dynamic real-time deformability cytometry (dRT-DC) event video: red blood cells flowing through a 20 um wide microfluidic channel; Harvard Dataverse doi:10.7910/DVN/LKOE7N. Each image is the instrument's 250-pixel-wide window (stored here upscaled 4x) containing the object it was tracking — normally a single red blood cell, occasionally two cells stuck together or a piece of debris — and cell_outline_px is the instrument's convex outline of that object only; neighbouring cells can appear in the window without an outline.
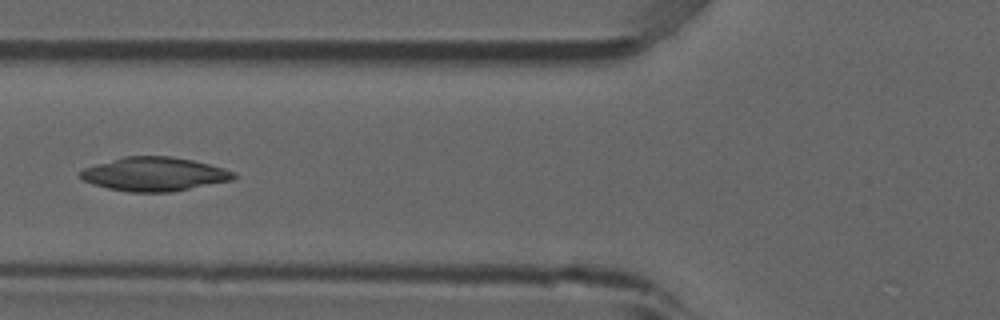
{"species": "common noctule bat (a hibernating species)", "species_latin": "Nyctalus noctula", "temperature_condition": "room temperature", "stored_images_in_passage": 28, "camera_frame_rate_fps": 3000, "um_per_image_px": 0.085, "animal": {"sex": "male", "forearm_length_mm": 52.5}, "frame": {"image": 1, "passage_image": 9, "time_ms": 2.667, "image_size_px": [1000, 320], "cell_outline_px": [[236, 176], [232, 180], [172, 192], [128, 192], [108, 188], [92, 184], [84, 180], [80, 176], [80, 172], [84, 168], [96, 164], [124, 156], [172, 156], [192, 160], [224, 168], [236, 172]], "centroid_in_image_um": [13.13, 14.8], "position_along_channel_um": 112.7, "area_um2": 30.17}}